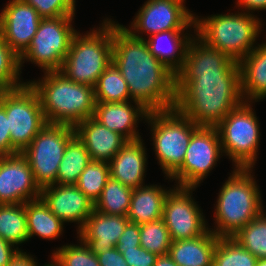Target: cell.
<instances>
[{"instance_id":"ac0fdd59","label":"cell","mask_w":266,"mask_h":266,"mask_svg":"<svg viewBox=\"0 0 266 266\" xmlns=\"http://www.w3.org/2000/svg\"><path fill=\"white\" fill-rule=\"evenodd\" d=\"M148 112L140 103L132 100L96 102L93 117L110 130L120 133L128 141H135L142 138L137 125L139 120L146 119Z\"/></svg>"},{"instance_id":"603a6c76","label":"cell","mask_w":266,"mask_h":266,"mask_svg":"<svg viewBox=\"0 0 266 266\" xmlns=\"http://www.w3.org/2000/svg\"><path fill=\"white\" fill-rule=\"evenodd\" d=\"M241 95L244 102L255 103L266 97V42L257 46L239 62Z\"/></svg>"},{"instance_id":"e575fe53","label":"cell","mask_w":266,"mask_h":266,"mask_svg":"<svg viewBox=\"0 0 266 266\" xmlns=\"http://www.w3.org/2000/svg\"><path fill=\"white\" fill-rule=\"evenodd\" d=\"M172 240L163 219L140 225V246L157 255L168 254Z\"/></svg>"},{"instance_id":"30bf717a","label":"cell","mask_w":266,"mask_h":266,"mask_svg":"<svg viewBox=\"0 0 266 266\" xmlns=\"http://www.w3.org/2000/svg\"><path fill=\"white\" fill-rule=\"evenodd\" d=\"M74 17L42 18L28 48L19 56L21 71L25 61L36 64L43 72L61 69L78 32L72 25Z\"/></svg>"},{"instance_id":"8d00e7d4","label":"cell","mask_w":266,"mask_h":266,"mask_svg":"<svg viewBox=\"0 0 266 266\" xmlns=\"http://www.w3.org/2000/svg\"><path fill=\"white\" fill-rule=\"evenodd\" d=\"M42 18L75 16L76 0H24Z\"/></svg>"},{"instance_id":"f6af8a7d","label":"cell","mask_w":266,"mask_h":266,"mask_svg":"<svg viewBox=\"0 0 266 266\" xmlns=\"http://www.w3.org/2000/svg\"><path fill=\"white\" fill-rule=\"evenodd\" d=\"M153 266H178L170 257L169 254L158 255Z\"/></svg>"},{"instance_id":"8fae6325","label":"cell","mask_w":266,"mask_h":266,"mask_svg":"<svg viewBox=\"0 0 266 266\" xmlns=\"http://www.w3.org/2000/svg\"><path fill=\"white\" fill-rule=\"evenodd\" d=\"M75 135L73 126L47 123L22 152L28 159L40 188L56 184L60 162L68 141Z\"/></svg>"},{"instance_id":"f35d334b","label":"cell","mask_w":266,"mask_h":266,"mask_svg":"<svg viewBox=\"0 0 266 266\" xmlns=\"http://www.w3.org/2000/svg\"><path fill=\"white\" fill-rule=\"evenodd\" d=\"M140 246V225L129 222L119 237L116 249H134Z\"/></svg>"},{"instance_id":"2e32d148","label":"cell","mask_w":266,"mask_h":266,"mask_svg":"<svg viewBox=\"0 0 266 266\" xmlns=\"http://www.w3.org/2000/svg\"><path fill=\"white\" fill-rule=\"evenodd\" d=\"M0 13V36L20 56L31 43L42 17L24 0H10Z\"/></svg>"},{"instance_id":"836d02e7","label":"cell","mask_w":266,"mask_h":266,"mask_svg":"<svg viewBox=\"0 0 266 266\" xmlns=\"http://www.w3.org/2000/svg\"><path fill=\"white\" fill-rule=\"evenodd\" d=\"M79 244L63 245L53 251L52 261L57 266H100L98 257L89 246L77 236Z\"/></svg>"},{"instance_id":"bcb514c9","label":"cell","mask_w":266,"mask_h":266,"mask_svg":"<svg viewBox=\"0 0 266 266\" xmlns=\"http://www.w3.org/2000/svg\"><path fill=\"white\" fill-rule=\"evenodd\" d=\"M256 266H266V258L264 259H258Z\"/></svg>"},{"instance_id":"ab89813d","label":"cell","mask_w":266,"mask_h":266,"mask_svg":"<svg viewBox=\"0 0 266 266\" xmlns=\"http://www.w3.org/2000/svg\"><path fill=\"white\" fill-rule=\"evenodd\" d=\"M11 154V137L8 118L4 106L0 103V157Z\"/></svg>"},{"instance_id":"e0dca14e","label":"cell","mask_w":266,"mask_h":266,"mask_svg":"<svg viewBox=\"0 0 266 266\" xmlns=\"http://www.w3.org/2000/svg\"><path fill=\"white\" fill-rule=\"evenodd\" d=\"M40 198L62 222L78 224L77 233L94 210V203L76 185L45 186Z\"/></svg>"},{"instance_id":"4fadbf2b","label":"cell","mask_w":266,"mask_h":266,"mask_svg":"<svg viewBox=\"0 0 266 266\" xmlns=\"http://www.w3.org/2000/svg\"><path fill=\"white\" fill-rule=\"evenodd\" d=\"M191 12L184 2L178 0H147L138 10L129 28L122 26L138 39H146L160 32L188 30L192 27V33H195V14ZM143 33H146L147 37H143Z\"/></svg>"},{"instance_id":"3957f363","label":"cell","mask_w":266,"mask_h":266,"mask_svg":"<svg viewBox=\"0 0 266 266\" xmlns=\"http://www.w3.org/2000/svg\"><path fill=\"white\" fill-rule=\"evenodd\" d=\"M27 82L39 97L47 123L75 127L94 116L96 101L92 86L73 82L59 70L45 71L42 78Z\"/></svg>"},{"instance_id":"7dc6e473","label":"cell","mask_w":266,"mask_h":266,"mask_svg":"<svg viewBox=\"0 0 266 266\" xmlns=\"http://www.w3.org/2000/svg\"><path fill=\"white\" fill-rule=\"evenodd\" d=\"M42 266H57V265L51 259V263L48 262L47 264H44Z\"/></svg>"},{"instance_id":"4316f807","label":"cell","mask_w":266,"mask_h":266,"mask_svg":"<svg viewBox=\"0 0 266 266\" xmlns=\"http://www.w3.org/2000/svg\"><path fill=\"white\" fill-rule=\"evenodd\" d=\"M91 161L84 143L76 134L68 141L64 155L60 162L56 184L76 185L80 174Z\"/></svg>"},{"instance_id":"d6a6232c","label":"cell","mask_w":266,"mask_h":266,"mask_svg":"<svg viewBox=\"0 0 266 266\" xmlns=\"http://www.w3.org/2000/svg\"><path fill=\"white\" fill-rule=\"evenodd\" d=\"M109 178V162L90 161L80 174L76 186L95 204Z\"/></svg>"},{"instance_id":"83f0119b","label":"cell","mask_w":266,"mask_h":266,"mask_svg":"<svg viewBox=\"0 0 266 266\" xmlns=\"http://www.w3.org/2000/svg\"><path fill=\"white\" fill-rule=\"evenodd\" d=\"M0 237L19 248L29 240L26 203L0 204Z\"/></svg>"},{"instance_id":"f1b7e54d","label":"cell","mask_w":266,"mask_h":266,"mask_svg":"<svg viewBox=\"0 0 266 266\" xmlns=\"http://www.w3.org/2000/svg\"><path fill=\"white\" fill-rule=\"evenodd\" d=\"M132 192V188L110 177L95 202L94 209L104 214L127 216Z\"/></svg>"},{"instance_id":"cb8c5ba5","label":"cell","mask_w":266,"mask_h":266,"mask_svg":"<svg viewBox=\"0 0 266 266\" xmlns=\"http://www.w3.org/2000/svg\"><path fill=\"white\" fill-rule=\"evenodd\" d=\"M218 238L208 230L201 236L172 241L168 254L178 266H212Z\"/></svg>"},{"instance_id":"6da1fadb","label":"cell","mask_w":266,"mask_h":266,"mask_svg":"<svg viewBox=\"0 0 266 266\" xmlns=\"http://www.w3.org/2000/svg\"><path fill=\"white\" fill-rule=\"evenodd\" d=\"M243 102L239 63L194 36L176 74L174 108L198 126L216 127Z\"/></svg>"},{"instance_id":"d590c367","label":"cell","mask_w":266,"mask_h":266,"mask_svg":"<svg viewBox=\"0 0 266 266\" xmlns=\"http://www.w3.org/2000/svg\"><path fill=\"white\" fill-rule=\"evenodd\" d=\"M19 56L0 36V91L21 87L27 82L20 80Z\"/></svg>"},{"instance_id":"1f68e13d","label":"cell","mask_w":266,"mask_h":266,"mask_svg":"<svg viewBox=\"0 0 266 266\" xmlns=\"http://www.w3.org/2000/svg\"><path fill=\"white\" fill-rule=\"evenodd\" d=\"M233 238L257 259L266 258V211L245 225Z\"/></svg>"},{"instance_id":"ee69618b","label":"cell","mask_w":266,"mask_h":266,"mask_svg":"<svg viewBox=\"0 0 266 266\" xmlns=\"http://www.w3.org/2000/svg\"><path fill=\"white\" fill-rule=\"evenodd\" d=\"M32 255H29L27 252H23V250L19 251V253L12 259L8 266H40L39 263L36 262Z\"/></svg>"},{"instance_id":"277c9868","label":"cell","mask_w":266,"mask_h":266,"mask_svg":"<svg viewBox=\"0 0 266 266\" xmlns=\"http://www.w3.org/2000/svg\"><path fill=\"white\" fill-rule=\"evenodd\" d=\"M217 196L214 229L218 237H233L264 210L252 168H232ZM253 174V175H252Z\"/></svg>"},{"instance_id":"9c48e42d","label":"cell","mask_w":266,"mask_h":266,"mask_svg":"<svg viewBox=\"0 0 266 266\" xmlns=\"http://www.w3.org/2000/svg\"><path fill=\"white\" fill-rule=\"evenodd\" d=\"M11 137V154L23 152L37 133L47 124L36 91L25 85L0 91Z\"/></svg>"},{"instance_id":"d4e9b609","label":"cell","mask_w":266,"mask_h":266,"mask_svg":"<svg viewBox=\"0 0 266 266\" xmlns=\"http://www.w3.org/2000/svg\"><path fill=\"white\" fill-rule=\"evenodd\" d=\"M167 188L161 185H142L133 189L127 218L131 223L146 224L162 218Z\"/></svg>"},{"instance_id":"60d3db41","label":"cell","mask_w":266,"mask_h":266,"mask_svg":"<svg viewBox=\"0 0 266 266\" xmlns=\"http://www.w3.org/2000/svg\"><path fill=\"white\" fill-rule=\"evenodd\" d=\"M100 266H128L122 253L115 247L106 249L97 255Z\"/></svg>"},{"instance_id":"f546056e","label":"cell","mask_w":266,"mask_h":266,"mask_svg":"<svg viewBox=\"0 0 266 266\" xmlns=\"http://www.w3.org/2000/svg\"><path fill=\"white\" fill-rule=\"evenodd\" d=\"M94 93L96 102L114 103L132 100L125 79L113 63L99 76Z\"/></svg>"},{"instance_id":"4dcf8cb0","label":"cell","mask_w":266,"mask_h":266,"mask_svg":"<svg viewBox=\"0 0 266 266\" xmlns=\"http://www.w3.org/2000/svg\"><path fill=\"white\" fill-rule=\"evenodd\" d=\"M257 258L233 237H219L212 266H256Z\"/></svg>"},{"instance_id":"8992f818","label":"cell","mask_w":266,"mask_h":266,"mask_svg":"<svg viewBox=\"0 0 266 266\" xmlns=\"http://www.w3.org/2000/svg\"><path fill=\"white\" fill-rule=\"evenodd\" d=\"M100 27L86 34L78 31L71 42L61 69L71 81L92 86L112 63L113 20L105 18Z\"/></svg>"},{"instance_id":"5b68a950","label":"cell","mask_w":266,"mask_h":266,"mask_svg":"<svg viewBox=\"0 0 266 266\" xmlns=\"http://www.w3.org/2000/svg\"><path fill=\"white\" fill-rule=\"evenodd\" d=\"M206 17L195 15V36L208 46L224 52L237 62L256 47L263 25L256 15L237 11Z\"/></svg>"},{"instance_id":"9a60e30c","label":"cell","mask_w":266,"mask_h":266,"mask_svg":"<svg viewBox=\"0 0 266 266\" xmlns=\"http://www.w3.org/2000/svg\"><path fill=\"white\" fill-rule=\"evenodd\" d=\"M40 195L41 188L22 152L0 157V204L26 203Z\"/></svg>"},{"instance_id":"ba28073f","label":"cell","mask_w":266,"mask_h":266,"mask_svg":"<svg viewBox=\"0 0 266 266\" xmlns=\"http://www.w3.org/2000/svg\"><path fill=\"white\" fill-rule=\"evenodd\" d=\"M253 103L243 102L217 126L223 154L234 168H254L260 143V125Z\"/></svg>"},{"instance_id":"44dd1931","label":"cell","mask_w":266,"mask_h":266,"mask_svg":"<svg viewBox=\"0 0 266 266\" xmlns=\"http://www.w3.org/2000/svg\"><path fill=\"white\" fill-rule=\"evenodd\" d=\"M143 139L127 141L109 161L110 177L132 189L144 185L147 151Z\"/></svg>"},{"instance_id":"484cf974","label":"cell","mask_w":266,"mask_h":266,"mask_svg":"<svg viewBox=\"0 0 266 266\" xmlns=\"http://www.w3.org/2000/svg\"><path fill=\"white\" fill-rule=\"evenodd\" d=\"M29 240L33 236L55 240L64 232V222L54 215L41 198L26 202Z\"/></svg>"},{"instance_id":"52a82bcc","label":"cell","mask_w":266,"mask_h":266,"mask_svg":"<svg viewBox=\"0 0 266 266\" xmlns=\"http://www.w3.org/2000/svg\"><path fill=\"white\" fill-rule=\"evenodd\" d=\"M153 150L166 179L183 163L192 134L200 127L175 108L148 112Z\"/></svg>"},{"instance_id":"7c38bea8","label":"cell","mask_w":266,"mask_h":266,"mask_svg":"<svg viewBox=\"0 0 266 266\" xmlns=\"http://www.w3.org/2000/svg\"><path fill=\"white\" fill-rule=\"evenodd\" d=\"M222 153L216 127L200 126L192 134L182 165L168 178L175 180L176 186L197 188L215 168Z\"/></svg>"},{"instance_id":"7402d4cb","label":"cell","mask_w":266,"mask_h":266,"mask_svg":"<svg viewBox=\"0 0 266 266\" xmlns=\"http://www.w3.org/2000/svg\"><path fill=\"white\" fill-rule=\"evenodd\" d=\"M187 32L170 30L145 39L149 51L175 75L183 68L189 41L195 36Z\"/></svg>"},{"instance_id":"7a4b0ae2","label":"cell","mask_w":266,"mask_h":266,"mask_svg":"<svg viewBox=\"0 0 266 266\" xmlns=\"http://www.w3.org/2000/svg\"><path fill=\"white\" fill-rule=\"evenodd\" d=\"M112 63L125 79L130 98L146 110L174 108L176 75L150 51L145 39H138L113 20Z\"/></svg>"},{"instance_id":"5bb4252c","label":"cell","mask_w":266,"mask_h":266,"mask_svg":"<svg viewBox=\"0 0 266 266\" xmlns=\"http://www.w3.org/2000/svg\"><path fill=\"white\" fill-rule=\"evenodd\" d=\"M195 189L175 185L166 196L162 219L172 241L191 239L209 230L203 210L192 195Z\"/></svg>"},{"instance_id":"7bdbcfd3","label":"cell","mask_w":266,"mask_h":266,"mask_svg":"<svg viewBox=\"0 0 266 266\" xmlns=\"http://www.w3.org/2000/svg\"><path fill=\"white\" fill-rule=\"evenodd\" d=\"M237 9L253 14L258 10H266V0H237ZM254 11V12H253Z\"/></svg>"},{"instance_id":"b9f144b4","label":"cell","mask_w":266,"mask_h":266,"mask_svg":"<svg viewBox=\"0 0 266 266\" xmlns=\"http://www.w3.org/2000/svg\"><path fill=\"white\" fill-rule=\"evenodd\" d=\"M19 249L0 237V266H8Z\"/></svg>"},{"instance_id":"d6986e66","label":"cell","mask_w":266,"mask_h":266,"mask_svg":"<svg viewBox=\"0 0 266 266\" xmlns=\"http://www.w3.org/2000/svg\"><path fill=\"white\" fill-rule=\"evenodd\" d=\"M129 222L127 216L104 214L94 209L77 236L97 256L117 245Z\"/></svg>"},{"instance_id":"ffe728a7","label":"cell","mask_w":266,"mask_h":266,"mask_svg":"<svg viewBox=\"0 0 266 266\" xmlns=\"http://www.w3.org/2000/svg\"><path fill=\"white\" fill-rule=\"evenodd\" d=\"M74 129L76 136L89 152L91 161L109 162L128 141L120 133L99 123L94 117L83 120Z\"/></svg>"},{"instance_id":"74e56055","label":"cell","mask_w":266,"mask_h":266,"mask_svg":"<svg viewBox=\"0 0 266 266\" xmlns=\"http://www.w3.org/2000/svg\"><path fill=\"white\" fill-rule=\"evenodd\" d=\"M122 253L128 266H153L158 257L157 254L148 252L141 246L134 249H117Z\"/></svg>"}]
</instances>
